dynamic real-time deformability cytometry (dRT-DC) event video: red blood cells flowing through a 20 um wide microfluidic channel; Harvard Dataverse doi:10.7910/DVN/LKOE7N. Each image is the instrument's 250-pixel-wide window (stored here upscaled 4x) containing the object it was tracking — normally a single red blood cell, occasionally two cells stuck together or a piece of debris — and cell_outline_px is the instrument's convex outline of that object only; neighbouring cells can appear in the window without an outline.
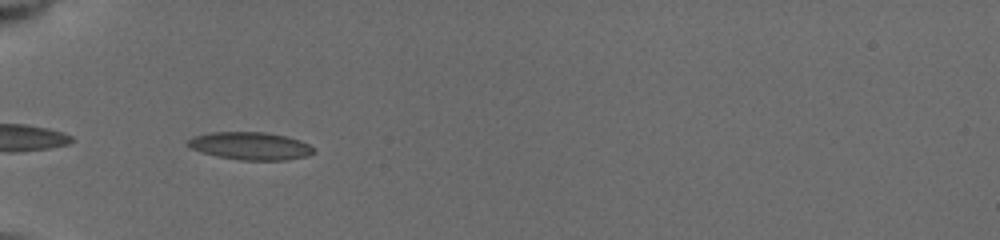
{"species": "common noctule bat (a hibernating species)", "species_latin": "Nyctalus noctula", "temperature_condition": "cold", "stored_images_in_passage": 54, "camera_frame_rate_fps": 3000, "um_per_image_px": 0.085, "animal": {"sex": "female", "body_mass_g": 19.5, "forearm_length_mm": 54.1}, "frame": {"image": 1, "passage_image": 3, "time_ms": 0.667, "image_size_px": [1000, 240], "cell_outline_px": [[312, 152], [308, 156], [284, 160], [240, 160], [216, 156], [200, 152], [184, 144], [192, 136], [212, 132], [264, 132], [288, 136], [308, 144], [312, 148]], "centroid_in_image_um": [21.22, 12.4], "position_along_channel_um": 63.8, "area_um2": 20.29}}
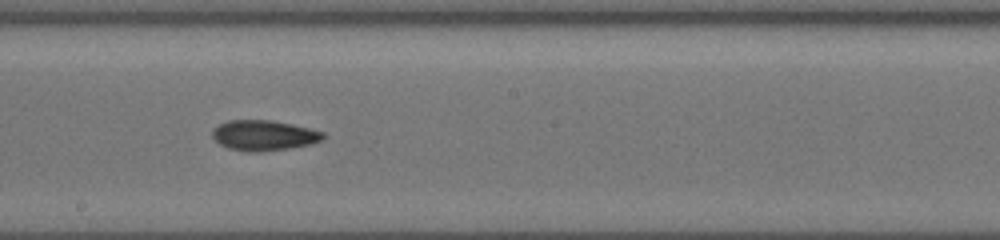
{"frame": {"image": 2, "passage_image": 24, "time_ms": 5.0, "image_size_px": [1000, 240], "cell_outline_px": [[328, 136], [324, 140], [312, 144], [292, 148], [260, 152], [248, 152], [228, 148], [220, 144], [212, 136], [212, 132], [220, 124], [228, 120], [272, 120], [292, 124], [324, 132]], "centroid_in_image_um": [22.49, 11.52], "position_along_channel_um": 225.7, "area_um2": 19.77}}
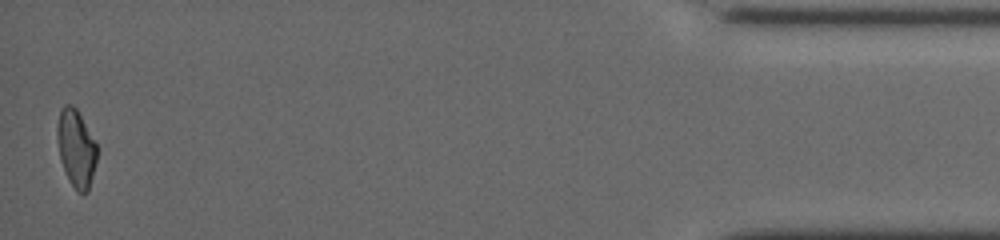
{"frame": {"image": 3, "passage_image": 54, "time_ms": 12.0, "image_size_px": [1000, 240], "cell_outline_px": [[96, 160], [88, 192], [76, 192], [60, 160], [56, 136], [56, 128], [60, 108], [64, 104], [72, 104], [76, 108], [96, 144]], "centroid_in_image_um": [6.43, 12.56], "position_along_channel_um": 428.8, "area_um2": 17.69}, "authors_computed_cell_mechanics": {"area_um2": 18.785, "velocity_mm_per_s": 3.9412, "shape_relaxation_time_tau1_ms": 4.1727, "shape_relaxation_time_tau2_ms": 3.3628, "deformation_change_tau1": 0.1489, "deformation_change_tau2": 0.0982}}